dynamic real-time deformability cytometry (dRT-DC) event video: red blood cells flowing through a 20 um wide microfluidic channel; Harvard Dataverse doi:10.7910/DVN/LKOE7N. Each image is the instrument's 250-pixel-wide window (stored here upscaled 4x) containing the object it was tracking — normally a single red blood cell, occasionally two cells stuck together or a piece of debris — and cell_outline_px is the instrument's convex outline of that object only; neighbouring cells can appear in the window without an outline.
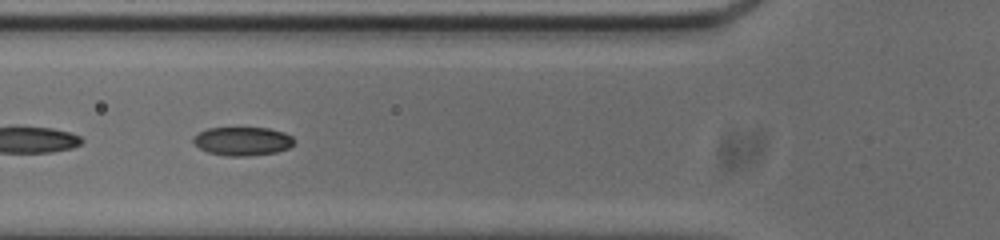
{"species": "common noctule bat (a hibernating species)", "species_latin": "Nyctalus noctula", "temperature_condition": "cold", "stored_images_in_passage": 35, "segment_of_instrument_passage": [2, 2], "camera_frame_rate_fps": 3000, "um_per_image_px": 0.085, "animal": {"sex": "male", "body_mass_g": 20.0, "forearm_length_mm": 53.3}, "frame": {"image": 1, "passage_image": 18, "time_ms": 5.667, "image_size_px": [1000, 240], "cell_outline_px": [[296, 140], [288, 148], [276, 152], [248, 156], [228, 156], [208, 152], [200, 148], [192, 140], [200, 132], [208, 128], [268, 128], [284, 132], [292, 136]], "centroid_in_image_um": [20.65, 12.0], "position_along_channel_um": 105.1, "area_um2": 16.65}}
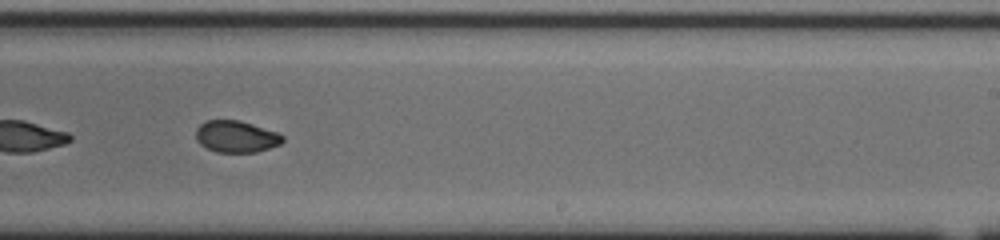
{"frame": {"image": 2, "passage_image": 31, "time_ms": 10.0, "image_size_px": [1000, 240], "cell_outline_px": [[284, 140], [280, 144], [256, 152], [216, 152], [200, 144], [196, 140], [196, 128], [204, 120], [240, 120], [276, 132], [284, 136]], "centroid_in_image_um": [20.05, 11.6], "position_along_channel_um": 269.0, "area_um2": 16.01}}